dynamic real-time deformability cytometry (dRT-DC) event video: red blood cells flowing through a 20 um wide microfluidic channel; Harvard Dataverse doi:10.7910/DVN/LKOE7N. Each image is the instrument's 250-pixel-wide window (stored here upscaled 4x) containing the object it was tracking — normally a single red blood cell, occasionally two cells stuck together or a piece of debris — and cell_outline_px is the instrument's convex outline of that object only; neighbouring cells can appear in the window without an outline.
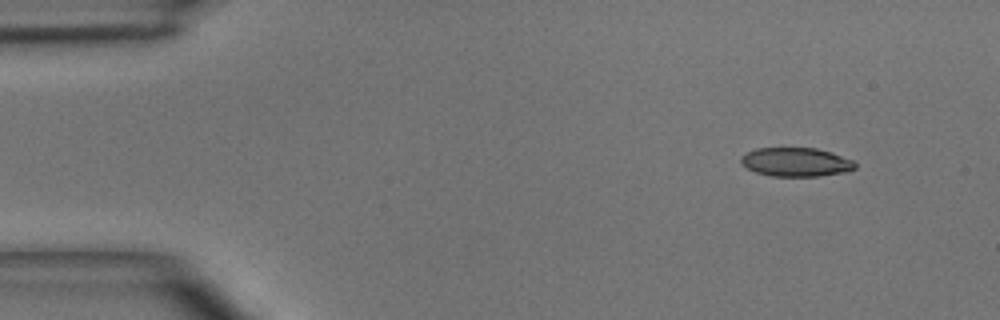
{"species": "common noctule bat (a hibernating species)", "species_latin": "Nyctalus noctula", "temperature_condition": "room temperature", "stored_images_in_passage": 3, "camera_frame_rate_fps": 3000, "um_per_image_px": 0.085, "animal": {"sex": "male", "body_mass_g": 15.6}, "frame": {"image": 1, "passage_image": 1, "time_ms": 0.0, "image_size_px": [1000, 320], "cell_outline_px": [[856, 168], [848, 172], [820, 176], [772, 176], [756, 172], [740, 164], [740, 156], [756, 148], [816, 148], [852, 160], [856, 164]], "centroid_in_image_um": [67.64, 13.78], "position_along_channel_um": 17.4, "area_um2": 19.13}}